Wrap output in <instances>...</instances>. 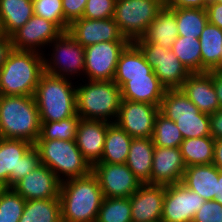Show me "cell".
I'll return each instance as SVG.
<instances>
[{"instance_id":"6da1fadb","label":"cell","mask_w":222,"mask_h":222,"mask_svg":"<svg viewBox=\"0 0 222 222\" xmlns=\"http://www.w3.org/2000/svg\"><path fill=\"white\" fill-rule=\"evenodd\" d=\"M59 198L62 222H96L104 196L91 172L61 182Z\"/></svg>"},{"instance_id":"7a4b0ae2","label":"cell","mask_w":222,"mask_h":222,"mask_svg":"<svg viewBox=\"0 0 222 222\" xmlns=\"http://www.w3.org/2000/svg\"><path fill=\"white\" fill-rule=\"evenodd\" d=\"M44 54L13 49L0 68V95L34 96L44 73Z\"/></svg>"},{"instance_id":"3957f363","label":"cell","mask_w":222,"mask_h":222,"mask_svg":"<svg viewBox=\"0 0 222 222\" xmlns=\"http://www.w3.org/2000/svg\"><path fill=\"white\" fill-rule=\"evenodd\" d=\"M40 114L34 96L0 95V137L35 144L40 134Z\"/></svg>"},{"instance_id":"277c9868","label":"cell","mask_w":222,"mask_h":222,"mask_svg":"<svg viewBox=\"0 0 222 222\" xmlns=\"http://www.w3.org/2000/svg\"><path fill=\"white\" fill-rule=\"evenodd\" d=\"M76 85V111L81 119L115 123L121 103V88L113 81L81 80Z\"/></svg>"},{"instance_id":"5b68a950","label":"cell","mask_w":222,"mask_h":222,"mask_svg":"<svg viewBox=\"0 0 222 222\" xmlns=\"http://www.w3.org/2000/svg\"><path fill=\"white\" fill-rule=\"evenodd\" d=\"M76 83L43 73L34 93L41 122L60 121L77 115Z\"/></svg>"},{"instance_id":"8992f818","label":"cell","mask_w":222,"mask_h":222,"mask_svg":"<svg viewBox=\"0 0 222 222\" xmlns=\"http://www.w3.org/2000/svg\"><path fill=\"white\" fill-rule=\"evenodd\" d=\"M34 146L41 164L51 169L61 182L87 176L92 171L76 140H37Z\"/></svg>"},{"instance_id":"52a82bcc","label":"cell","mask_w":222,"mask_h":222,"mask_svg":"<svg viewBox=\"0 0 222 222\" xmlns=\"http://www.w3.org/2000/svg\"><path fill=\"white\" fill-rule=\"evenodd\" d=\"M159 112L175 122L183 139L211 136L209 114L200 112L180 88L166 90Z\"/></svg>"},{"instance_id":"ba28073f","label":"cell","mask_w":222,"mask_h":222,"mask_svg":"<svg viewBox=\"0 0 222 222\" xmlns=\"http://www.w3.org/2000/svg\"><path fill=\"white\" fill-rule=\"evenodd\" d=\"M41 165L34 144L22 139L0 137V184L12 188Z\"/></svg>"},{"instance_id":"9c48e42d","label":"cell","mask_w":222,"mask_h":222,"mask_svg":"<svg viewBox=\"0 0 222 222\" xmlns=\"http://www.w3.org/2000/svg\"><path fill=\"white\" fill-rule=\"evenodd\" d=\"M48 47L53 52L47 53L48 58H43L44 72L74 81L77 77L84 76L85 47L67 31L62 32Z\"/></svg>"},{"instance_id":"30bf717a","label":"cell","mask_w":222,"mask_h":222,"mask_svg":"<svg viewBox=\"0 0 222 222\" xmlns=\"http://www.w3.org/2000/svg\"><path fill=\"white\" fill-rule=\"evenodd\" d=\"M165 0H116L114 20L130 42L141 38L164 7Z\"/></svg>"},{"instance_id":"8fae6325","label":"cell","mask_w":222,"mask_h":222,"mask_svg":"<svg viewBox=\"0 0 222 222\" xmlns=\"http://www.w3.org/2000/svg\"><path fill=\"white\" fill-rule=\"evenodd\" d=\"M133 43L140 49L166 89L180 88L191 74L171 49H165L155 43H145L141 38L135 39Z\"/></svg>"},{"instance_id":"7c38bea8","label":"cell","mask_w":222,"mask_h":222,"mask_svg":"<svg viewBox=\"0 0 222 222\" xmlns=\"http://www.w3.org/2000/svg\"><path fill=\"white\" fill-rule=\"evenodd\" d=\"M129 43L130 41H103L86 46L84 77L77 79L91 81L113 80L119 56Z\"/></svg>"},{"instance_id":"4fadbf2b","label":"cell","mask_w":222,"mask_h":222,"mask_svg":"<svg viewBox=\"0 0 222 222\" xmlns=\"http://www.w3.org/2000/svg\"><path fill=\"white\" fill-rule=\"evenodd\" d=\"M91 172L97 178L104 197H130L141 185L126 164L95 163Z\"/></svg>"},{"instance_id":"5bb4252c","label":"cell","mask_w":222,"mask_h":222,"mask_svg":"<svg viewBox=\"0 0 222 222\" xmlns=\"http://www.w3.org/2000/svg\"><path fill=\"white\" fill-rule=\"evenodd\" d=\"M205 201L182 183L166 185L161 222H192Z\"/></svg>"},{"instance_id":"9a60e30c","label":"cell","mask_w":222,"mask_h":222,"mask_svg":"<svg viewBox=\"0 0 222 222\" xmlns=\"http://www.w3.org/2000/svg\"><path fill=\"white\" fill-rule=\"evenodd\" d=\"M159 106L122 99L115 123L132 138H152Z\"/></svg>"},{"instance_id":"2e32d148","label":"cell","mask_w":222,"mask_h":222,"mask_svg":"<svg viewBox=\"0 0 222 222\" xmlns=\"http://www.w3.org/2000/svg\"><path fill=\"white\" fill-rule=\"evenodd\" d=\"M63 31L52 21L33 15L29 21L11 35L15 50L35 51L45 54L43 50Z\"/></svg>"},{"instance_id":"e0dca14e","label":"cell","mask_w":222,"mask_h":222,"mask_svg":"<svg viewBox=\"0 0 222 222\" xmlns=\"http://www.w3.org/2000/svg\"><path fill=\"white\" fill-rule=\"evenodd\" d=\"M83 47L110 41H129L120 32L114 18L86 19L73 21L67 31Z\"/></svg>"},{"instance_id":"ac0fdd59","label":"cell","mask_w":222,"mask_h":222,"mask_svg":"<svg viewBox=\"0 0 222 222\" xmlns=\"http://www.w3.org/2000/svg\"><path fill=\"white\" fill-rule=\"evenodd\" d=\"M60 187L61 181L54 172L41 164L16 183L12 189L27 201L59 198Z\"/></svg>"},{"instance_id":"d6986e66","label":"cell","mask_w":222,"mask_h":222,"mask_svg":"<svg viewBox=\"0 0 222 222\" xmlns=\"http://www.w3.org/2000/svg\"><path fill=\"white\" fill-rule=\"evenodd\" d=\"M165 185L141 184L130 196L132 222H161Z\"/></svg>"},{"instance_id":"ffe728a7","label":"cell","mask_w":222,"mask_h":222,"mask_svg":"<svg viewBox=\"0 0 222 222\" xmlns=\"http://www.w3.org/2000/svg\"><path fill=\"white\" fill-rule=\"evenodd\" d=\"M185 169V162L179 147L155 146L151 184L166 186L181 183Z\"/></svg>"},{"instance_id":"44dd1931","label":"cell","mask_w":222,"mask_h":222,"mask_svg":"<svg viewBox=\"0 0 222 222\" xmlns=\"http://www.w3.org/2000/svg\"><path fill=\"white\" fill-rule=\"evenodd\" d=\"M110 124L104 120L80 119L76 133V144L91 166L101 160L107 127Z\"/></svg>"},{"instance_id":"7402d4cb","label":"cell","mask_w":222,"mask_h":222,"mask_svg":"<svg viewBox=\"0 0 222 222\" xmlns=\"http://www.w3.org/2000/svg\"><path fill=\"white\" fill-rule=\"evenodd\" d=\"M200 112L213 114L221 109L213 86V78L208 73H191L180 87Z\"/></svg>"},{"instance_id":"603a6c76","label":"cell","mask_w":222,"mask_h":222,"mask_svg":"<svg viewBox=\"0 0 222 222\" xmlns=\"http://www.w3.org/2000/svg\"><path fill=\"white\" fill-rule=\"evenodd\" d=\"M166 90L156 75L127 77L121 87V98L160 106Z\"/></svg>"},{"instance_id":"cb8c5ba5","label":"cell","mask_w":222,"mask_h":222,"mask_svg":"<svg viewBox=\"0 0 222 222\" xmlns=\"http://www.w3.org/2000/svg\"><path fill=\"white\" fill-rule=\"evenodd\" d=\"M219 169L214 164L186 167L182 184L204 200H216L219 191Z\"/></svg>"},{"instance_id":"d4e9b609","label":"cell","mask_w":222,"mask_h":222,"mask_svg":"<svg viewBox=\"0 0 222 222\" xmlns=\"http://www.w3.org/2000/svg\"><path fill=\"white\" fill-rule=\"evenodd\" d=\"M155 145L152 138H133L126 165L141 184H151V170Z\"/></svg>"},{"instance_id":"484cf974","label":"cell","mask_w":222,"mask_h":222,"mask_svg":"<svg viewBox=\"0 0 222 222\" xmlns=\"http://www.w3.org/2000/svg\"><path fill=\"white\" fill-rule=\"evenodd\" d=\"M155 75L140 49L130 42L121 52L113 81L121 88L127 77Z\"/></svg>"},{"instance_id":"4316f807","label":"cell","mask_w":222,"mask_h":222,"mask_svg":"<svg viewBox=\"0 0 222 222\" xmlns=\"http://www.w3.org/2000/svg\"><path fill=\"white\" fill-rule=\"evenodd\" d=\"M177 37L178 29L175 13L164 5L141 39L145 43H155L165 49H171Z\"/></svg>"},{"instance_id":"83f0119b","label":"cell","mask_w":222,"mask_h":222,"mask_svg":"<svg viewBox=\"0 0 222 222\" xmlns=\"http://www.w3.org/2000/svg\"><path fill=\"white\" fill-rule=\"evenodd\" d=\"M34 15L32 0H0V28L11 36Z\"/></svg>"},{"instance_id":"f1b7e54d","label":"cell","mask_w":222,"mask_h":222,"mask_svg":"<svg viewBox=\"0 0 222 222\" xmlns=\"http://www.w3.org/2000/svg\"><path fill=\"white\" fill-rule=\"evenodd\" d=\"M132 139L116 123H111L107 127L101 160L97 163L125 164Z\"/></svg>"},{"instance_id":"f546056e","label":"cell","mask_w":222,"mask_h":222,"mask_svg":"<svg viewBox=\"0 0 222 222\" xmlns=\"http://www.w3.org/2000/svg\"><path fill=\"white\" fill-rule=\"evenodd\" d=\"M201 73L215 70L222 53V29L207 23L200 37Z\"/></svg>"},{"instance_id":"4dcf8cb0","label":"cell","mask_w":222,"mask_h":222,"mask_svg":"<svg viewBox=\"0 0 222 222\" xmlns=\"http://www.w3.org/2000/svg\"><path fill=\"white\" fill-rule=\"evenodd\" d=\"M214 143L212 136L183 139L179 148L185 166L213 164Z\"/></svg>"},{"instance_id":"1f68e13d","label":"cell","mask_w":222,"mask_h":222,"mask_svg":"<svg viewBox=\"0 0 222 222\" xmlns=\"http://www.w3.org/2000/svg\"><path fill=\"white\" fill-rule=\"evenodd\" d=\"M19 222H62L60 198L27 200Z\"/></svg>"},{"instance_id":"d6a6232c","label":"cell","mask_w":222,"mask_h":222,"mask_svg":"<svg viewBox=\"0 0 222 222\" xmlns=\"http://www.w3.org/2000/svg\"><path fill=\"white\" fill-rule=\"evenodd\" d=\"M175 13L178 36L200 37L208 23L206 9L170 8Z\"/></svg>"},{"instance_id":"836d02e7","label":"cell","mask_w":222,"mask_h":222,"mask_svg":"<svg viewBox=\"0 0 222 222\" xmlns=\"http://www.w3.org/2000/svg\"><path fill=\"white\" fill-rule=\"evenodd\" d=\"M171 50L191 73H201V50L198 38L178 36Z\"/></svg>"},{"instance_id":"e575fe53","label":"cell","mask_w":222,"mask_h":222,"mask_svg":"<svg viewBox=\"0 0 222 222\" xmlns=\"http://www.w3.org/2000/svg\"><path fill=\"white\" fill-rule=\"evenodd\" d=\"M96 222H132L129 197H104Z\"/></svg>"},{"instance_id":"d590c367","label":"cell","mask_w":222,"mask_h":222,"mask_svg":"<svg viewBox=\"0 0 222 222\" xmlns=\"http://www.w3.org/2000/svg\"><path fill=\"white\" fill-rule=\"evenodd\" d=\"M152 141L157 147H180L183 137L175 122L159 112L154 122Z\"/></svg>"},{"instance_id":"8d00e7d4","label":"cell","mask_w":222,"mask_h":222,"mask_svg":"<svg viewBox=\"0 0 222 222\" xmlns=\"http://www.w3.org/2000/svg\"><path fill=\"white\" fill-rule=\"evenodd\" d=\"M80 117H73L53 122H41L40 134L37 140H76Z\"/></svg>"},{"instance_id":"74e56055","label":"cell","mask_w":222,"mask_h":222,"mask_svg":"<svg viewBox=\"0 0 222 222\" xmlns=\"http://www.w3.org/2000/svg\"><path fill=\"white\" fill-rule=\"evenodd\" d=\"M26 200L12 188H4L0 193V222H19Z\"/></svg>"},{"instance_id":"f35d334b","label":"cell","mask_w":222,"mask_h":222,"mask_svg":"<svg viewBox=\"0 0 222 222\" xmlns=\"http://www.w3.org/2000/svg\"><path fill=\"white\" fill-rule=\"evenodd\" d=\"M34 15L54 22L63 32L69 24L64 19L62 0H32Z\"/></svg>"},{"instance_id":"ab89813d","label":"cell","mask_w":222,"mask_h":222,"mask_svg":"<svg viewBox=\"0 0 222 222\" xmlns=\"http://www.w3.org/2000/svg\"><path fill=\"white\" fill-rule=\"evenodd\" d=\"M116 0H87L83 18L108 19L113 18Z\"/></svg>"},{"instance_id":"60d3db41","label":"cell","mask_w":222,"mask_h":222,"mask_svg":"<svg viewBox=\"0 0 222 222\" xmlns=\"http://www.w3.org/2000/svg\"><path fill=\"white\" fill-rule=\"evenodd\" d=\"M192 222H222V205L216 200H206Z\"/></svg>"},{"instance_id":"b9f144b4","label":"cell","mask_w":222,"mask_h":222,"mask_svg":"<svg viewBox=\"0 0 222 222\" xmlns=\"http://www.w3.org/2000/svg\"><path fill=\"white\" fill-rule=\"evenodd\" d=\"M87 0H62L65 21L70 25L73 21L82 18Z\"/></svg>"},{"instance_id":"7bdbcfd3","label":"cell","mask_w":222,"mask_h":222,"mask_svg":"<svg viewBox=\"0 0 222 222\" xmlns=\"http://www.w3.org/2000/svg\"><path fill=\"white\" fill-rule=\"evenodd\" d=\"M208 0H165L167 8H198L206 9Z\"/></svg>"},{"instance_id":"ee69618b","label":"cell","mask_w":222,"mask_h":222,"mask_svg":"<svg viewBox=\"0 0 222 222\" xmlns=\"http://www.w3.org/2000/svg\"><path fill=\"white\" fill-rule=\"evenodd\" d=\"M208 23L222 29V4L211 2L206 8Z\"/></svg>"},{"instance_id":"f6af8a7d","label":"cell","mask_w":222,"mask_h":222,"mask_svg":"<svg viewBox=\"0 0 222 222\" xmlns=\"http://www.w3.org/2000/svg\"><path fill=\"white\" fill-rule=\"evenodd\" d=\"M210 134L214 139L222 138V108L209 115Z\"/></svg>"},{"instance_id":"bcb514c9","label":"cell","mask_w":222,"mask_h":222,"mask_svg":"<svg viewBox=\"0 0 222 222\" xmlns=\"http://www.w3.org/2000/svg\"><path fill=\"white\" fill-rule=\"evenodd\" d=\"M13 50L11 36L0 34V68L6 62L9 53Z\"/></svg>"},{"instance_id":"7dc6e473","label":"cell","mask_w":222,"mask_h":222,"mask_svg":"<svg viewBox=\"0 0 222 222\" xmlns=\"http://www.w3.org/2000/svg\"><path fill=\"white\" fill-rule=\"evenodd\" d=\"M213 78V86L217 94V99L222 108V71L212 70L208 72Z\"/></svg>"},{"instance_id":"c3c4849f","label":"cell","mask_w":222,"mask_h":222,"mask_svg":"<svg viewBox=\"0 0 222 222\" xmlns=\"http://www.w3.org/2000/svg\"><path fill=\"white\" fill-rule=\"evenodd\" d=\"M213 164L222 170V138L215 139Z\"/></svg>"},{"instance_id":"681fc988","label":"cell","mask_w":222,"mask_h":222,"mask_svg":"<svg viewBox=\"0 0 222 222\" xmlns=\"http://www.w3.org/2000/svg\"><path fill=\"white\" fill-rule=\"evenodd\" d=\"M219 191H218V196L216 198V201L222 205V170L219 169Z\"/></svg>"},{"instance_id":"f907efd6","label":"cell","mask_w":222,"mask_h":222,"mask_svg":"<svg viewBox=\"0 0 222 222\" xmlns=\"http://www.w3.org/2000/svg\"><path fill=\"white\" fill-rule=\"evenodd\" d=\"M215 70L222 71V53H221V58H220V64Z\"/></svg>"},{"instance_id":"816d5d0a","label":"cell","mask_w":222,"mask_h":222,"mask_svg":"<svg viewBox=\"0 0 222 222\" xmlns=\"http://www.w3.org/2000/svg\"><path fill=\"white\" fill-rule=\"evenodd\" d=\"M4 188H5V187L0 184V193H1V191H2Z\"/></svg>"},{"instance_id":"f5cc1de1","label":"cell","mask_w":222,"mask_h":222,"mask_svg":"<svg viewBox=\"0 0 222 222\" xmlns=\"http://www.w3.org/2000/svg\"><path fill=\"white\" fill-rule=\"evenodd\" d=\"M215 2L222 4V0H216Z\"/></svg>"},{"instance_id":"db71d44e","label":"cell","mask_w":222,"mask_h":222,"mask_svg":"<svg viewBox=\"0 0 222 222\" xmlns=\"http://www.w3.org/2000/svg\"><path fill=\"white\" fill-rule=\"evenodd\" d=\"M215 1H216V0H208L209 3H211V2H215Z\"/></svg>"}]
</instances>
